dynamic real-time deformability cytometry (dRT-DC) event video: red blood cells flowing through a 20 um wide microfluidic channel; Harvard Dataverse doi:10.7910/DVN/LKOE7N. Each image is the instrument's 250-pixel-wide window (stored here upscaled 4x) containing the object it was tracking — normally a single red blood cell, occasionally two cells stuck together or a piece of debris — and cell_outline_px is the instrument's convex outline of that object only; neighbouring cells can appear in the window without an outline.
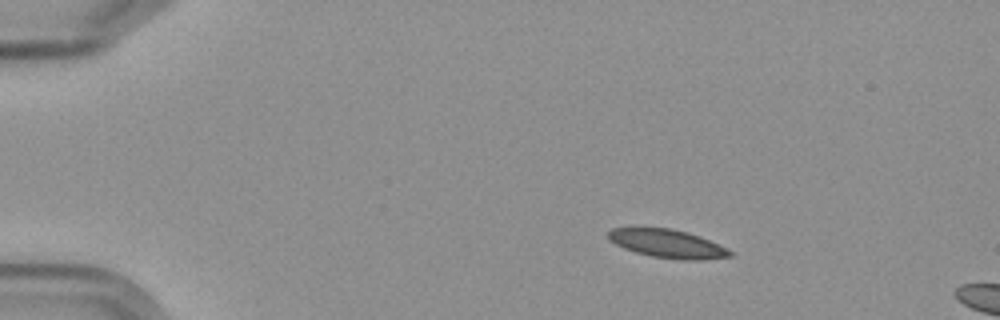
{"species": "Egyptian fruit bat (a non-hibernating species)", "species_latin": "Rousettus aegyptiacus", "temperature_condition": "cold", "stored_images_in_passage": 5, "camera_frame_rate_fps": 3000, "um_per_image_px": 0.085, "frame": {"image": 1, "passage_image": 2, "time_ms": 1.333, "image_size_px": [1000, 320], "cell_outline_px": [[732, 256], [704, 260], [680, 260], [652, 256], [636, 252], [624, 248], [608, 240], [608, 232], [612, 228], [636, 224], [668, 228], [700, 236], [728, 248], [732, 252]], "centroid_in_image_um": [56.66, 20.67], "position_along_channel_um": 28.3, "area_um2": 20.81}}